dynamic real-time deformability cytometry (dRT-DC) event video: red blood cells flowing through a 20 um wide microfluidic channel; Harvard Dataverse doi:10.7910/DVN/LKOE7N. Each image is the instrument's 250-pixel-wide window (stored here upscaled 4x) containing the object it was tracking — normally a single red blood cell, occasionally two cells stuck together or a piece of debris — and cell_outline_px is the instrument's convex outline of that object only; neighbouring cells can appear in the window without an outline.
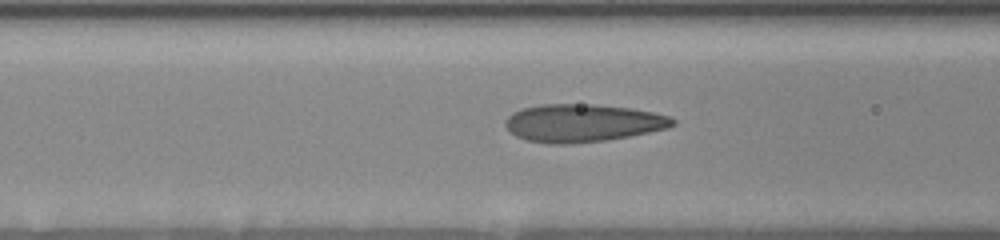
{"species": "human", "species_latin": "Homo sapiens", "temperature_condition": "room temperature", "stored_images_in_passage": 47, "camera_frame_rate_fps": 3000, "um_per_image_px": 0.085, "donor": {"sex": "female"}, "frame": {"image": 1, "passage_image": 29, "time_ms": 5.333, "image_size_px": [1000, 240], "cell_outline_px": [[676, 124], [668, 128], [608, 140], [568, 144], [548, 144], [524, 140], [516, 136], [504, 124], [504, 120], [512, 112], [520, 108], [540, 104], [592, 104], [632, 108], [672, 116], [676, 120]], "centroid_in_image_um": [49.51, 10.45], "position_along_channel_um": 117.1, "area_um2": 37.22}}
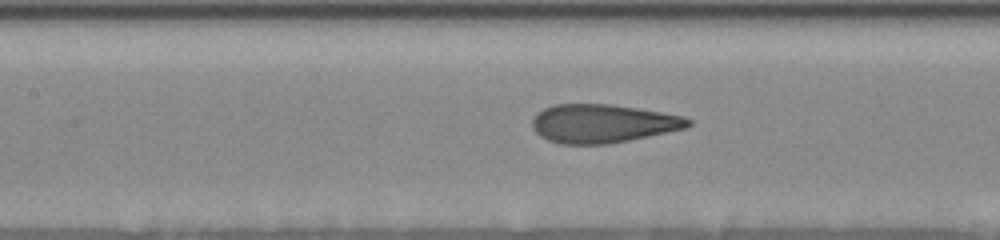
{"frame": {"image": 2, "passage_image": 35, "time_ms": 6.333, "image_size_px": [1000, 240], "cell_outline_px": [[692, 124], [688, 128], [608, 144], [560, 144], [548, 140], [540, 136], [532, 128], [532, 120], [536, 112], [552, 104], [612, 104], [684, 116], [692, 120]], "centroid_in_image_um": [51.21, 10.49], "position_along_channel_um": 156.2, "area_um2": 35.14}}
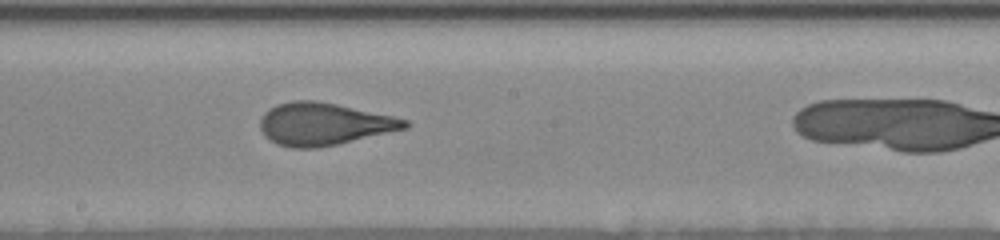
{"frame": {"image": 3, "passage_image": 45, "time_ms": 8.0, "image_size_px": [1000, 240], "cell_outline_px": [[412, 124], [408, 128], [336, 144], [316, 148], [292, 148], [276, 144], [264, 136], [260, 128], [260, 120], [264, 112], [276, 104], [296, 100], [316, 100], [336, 104], [392, 116], [408, 120]], "centroid_in_image_um": [27.5, 10.54], "position_along_channel_um": 220.7, "area_um2": 35.66}}